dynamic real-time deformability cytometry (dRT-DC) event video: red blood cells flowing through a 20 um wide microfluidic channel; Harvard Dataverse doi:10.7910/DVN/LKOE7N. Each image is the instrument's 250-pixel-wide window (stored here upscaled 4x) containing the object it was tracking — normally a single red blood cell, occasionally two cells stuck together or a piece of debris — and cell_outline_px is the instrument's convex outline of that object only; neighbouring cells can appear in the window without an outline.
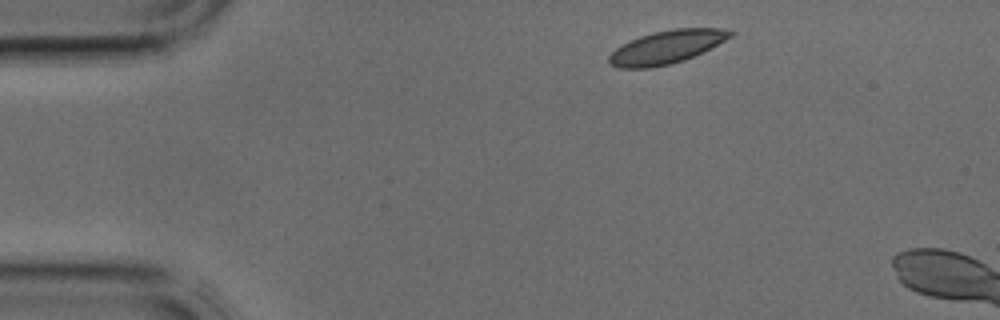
{"species": "common noctule bat (a hibernating species)", "species_latin": "Nyctalus noctula", "temperature_condition": "cold", "stored_images_in_passage": 2, "camera_frame_rate_fps": 3000, "um_per_image_px": 0.085, "animal": {"sex": "male", "body_mass_g": 17.9, "forearm_length_mm": 54.2}, "frame": {"image": 1, "passage_image": 1, "time_ms": 0.0, "image_size_px": [1000, 320], "cell_outline_px": [[736, 32], [732, 36], [684, 60], [652, 68], [620, 68], [608, 64], [608, 56], [616, 48], [640, 36], [652, 32], [676, 28], [720, 28]], "centroid_in_image_um": [56.62, 4.0], "position_along_channel_um": 28.4, "area_um2": 23.06}}